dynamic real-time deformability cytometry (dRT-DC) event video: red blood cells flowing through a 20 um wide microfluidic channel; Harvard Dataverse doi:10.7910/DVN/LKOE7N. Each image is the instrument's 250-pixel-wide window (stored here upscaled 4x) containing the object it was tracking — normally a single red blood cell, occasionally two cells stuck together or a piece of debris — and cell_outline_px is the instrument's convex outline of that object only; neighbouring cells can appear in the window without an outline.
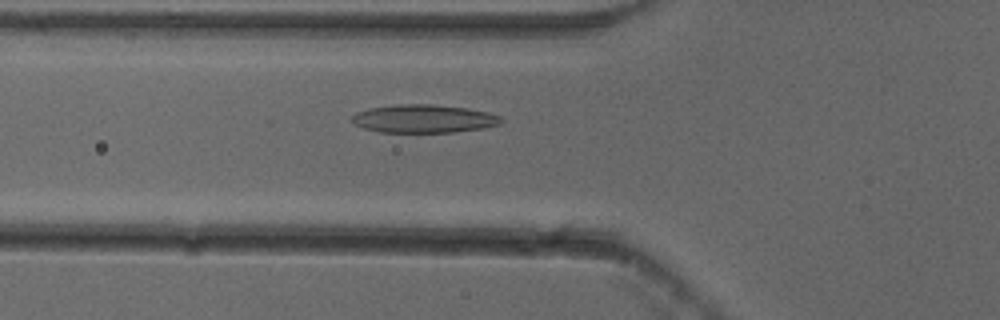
{"species": "common noctule bat (a hibernating species)", "species_latin": "Nyctalus noctula", "temperature_condition": "cold", "stored_images_in_passage": 38, "camera_frame_rate_fps": 3000, "um_per_image_px": 0.085, "animal": {"sex": "female"}, "frame": {"image": 1, "passage_image": 13, "time_ms": 4.0, "image_size_px": [1000, 320], "cell_outline_px": [[504, 120], [500, 124], [484, 128], [452, 132], [380, 132], [364, 128], [356, 124], [352, 120], [352, 116], [356, 112], [368, 108], [396, 104], [432, 104], [468, 108], [488, 112], [500, 116]], "centroid_in_image_um": [36.04, 10.08], "position_along_channel_um": 89.8, "area_um2": 24.57}}
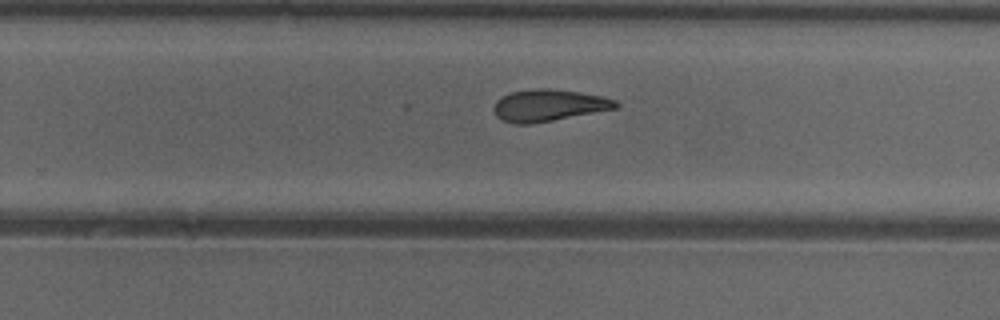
{"frame": {"image": 2, "passage_image": 28, "time_ms": 9.0, "image_size_px": [1000, 320], "cell_outline_px": [[620, 108], [532, 124], [516, 124], [500, 120], [496, 116], [496, 100], [500, 96], [508, 92], [532, 88], [548, 88], [580, 92], [600, 96], [616, 100], [620, 104]], "centroid_in_image_um": [46.65, 8.95], "position_along_channel_um": 283.1, "area_um2": 22.89}}
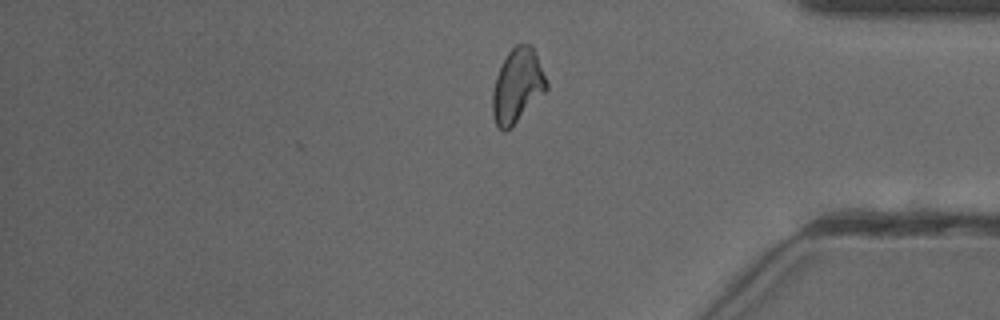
{"frame": {"image": 3, "passage_image": 38, "time_ms": 12.333, "image_size_px": [1000, 320], "cell_outline_px": [[548, 88], [508, 132], [504, 132], [496, 124], [492, 116], [492, 92], [496, 76], [508, 52], [516, 44], [532, 44], [548, 84]], "centroid_in_image_um": [43.96, 7.32], "position_along_channel_um": 391.2, "area_um2": 23.24}}